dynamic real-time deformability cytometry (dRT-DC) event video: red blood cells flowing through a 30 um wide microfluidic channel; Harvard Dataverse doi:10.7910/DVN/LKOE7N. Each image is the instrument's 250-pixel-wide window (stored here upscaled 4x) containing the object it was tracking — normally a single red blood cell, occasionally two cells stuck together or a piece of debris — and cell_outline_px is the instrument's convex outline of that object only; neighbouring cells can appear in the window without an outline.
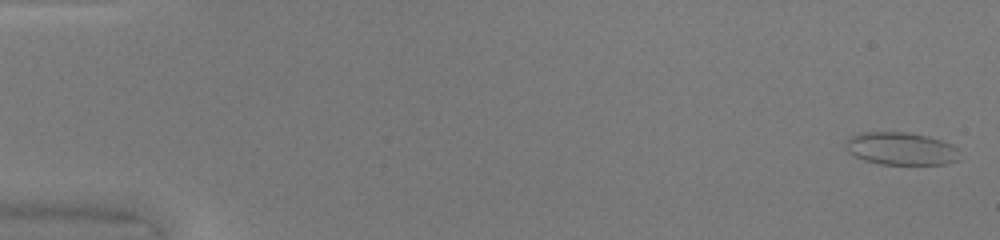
{"species": "common noctule bat (a hibernating species)", "species_latin": "Nyctalus noctula", "temperature_condition": "warm", "stored_images_in_passage": 50, "camera_frame_rate_fps": 3000, "um_per_image_px": 0.085, "animal": {"sex": "female", "body_mass_g": 20.0, "forearm_length_mm": 54.0}, "frame": {"image": 1, "passage_image": 2, "time_ms": 0.333, "image_size_px": [1000, 240], "cell_outline_px": [[956, 160], [944, 164], [880, 164], [864, 160], [848, 152], [844, 148], [844, 140], [848, 136], [864, 132], [908, 132], [928, 136], [952, 144], [956, 148]], "centroid_in_image_um": [76.48, 12.62], "position_along_channel_um": 8.5, "area_um2": 21.68}}
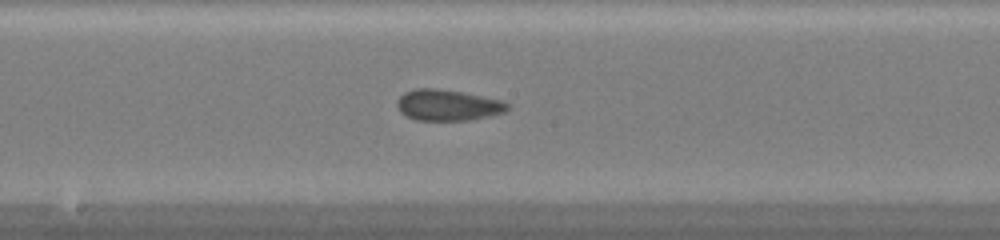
{"frame": {"image": 2, "passage_image": 28, "time_ms": 9.0, "image_size_px": [1000, 240], "cell_outline_px": [[508, 108], [504, 112], [488, 116], [468, 120], [416, 120], [400, 112], [396, 104], [396, 100], [404, 92], [416, 88], [436, 88], [460, 92], [504, 100], [508, 104]], "centroid_in_image_um": [38.03, 8.93], "position_along_channel_um": 210.2, "area_um2": 19.88}}
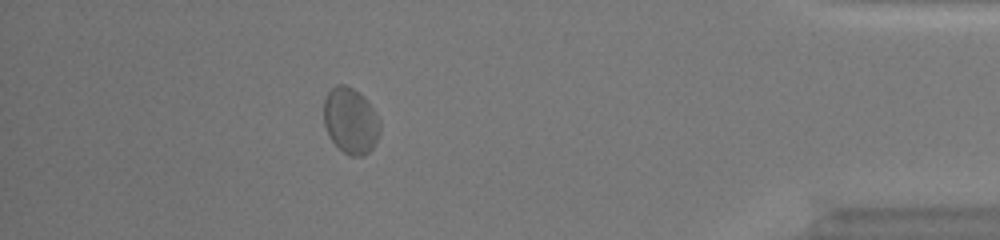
{"frame": {"image": 3, "passage_image": 45, "time_ms": 14.667, "image_size_px": [1000, 240], "cell_outline_px": [[380, 132], [372, 148], [364, 156], [348, 156], [328, 136], [324, 124], [324, 100], [328, 92], [336, 84], [344, 84], [352, 88], [364, 96], [376, 112], [380, 120]], "centroid_in_image_um": [29.81, 10.26], "position_along_channel_um": 405.4, "area_um2": 21.73}, "authors_computed_cell_mechanics": {"area_um2": 20.4612, "velocity_mm_per_s": 4.2288, "shape_relaxation_time_tau1_ms": 7.541, "shape_relaxation_time_tau2_ms": 1.1529, "deformation_change_tau1": 0.1044, "deformation_change_tau2": 0.0514}}